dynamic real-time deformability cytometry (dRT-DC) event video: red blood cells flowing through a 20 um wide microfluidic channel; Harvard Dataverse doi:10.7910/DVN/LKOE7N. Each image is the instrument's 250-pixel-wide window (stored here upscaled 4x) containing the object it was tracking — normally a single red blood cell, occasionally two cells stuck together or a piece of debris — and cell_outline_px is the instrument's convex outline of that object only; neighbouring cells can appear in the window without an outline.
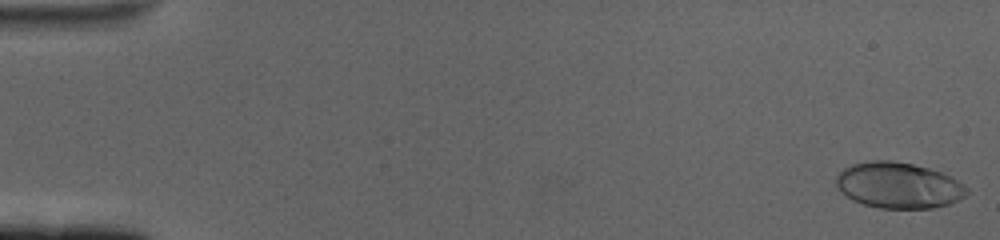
{"species": "human", "species_latin": "Homo sapiens", "temperature_condition": "cold", "stored_images_in_passage": 60, "camera_frame_rate_fps": 3000, "um_per_image_px": 0.085, "donor": {"sex": "female"}, "frame": {"image": 1, "passage_image": 1, "time_ms": 0.0, "image_size_px": [1000, 240], "cell_outline_px": [[968, 192], [960, 200], [948, 204], [932, 208], [880, 208], [864, 204], [852, 200], [840, 192], [836, 184], [836, 176], [844, 168], [852, 164], [872, 160], [892, 160], [912, 164], [928, 168], [940, 172], [964, 184], [968, 188]], "centroid_in_image_um": [76.36, 15.75], "position_along_channel_um": 8.6, "area_um2": 34.91}}
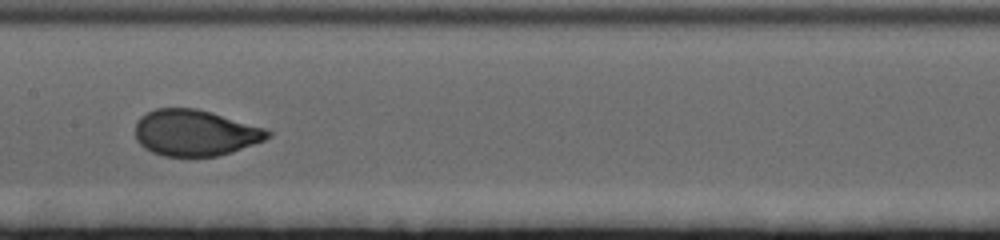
{"frame": {"image": 2, "passage_image": 31, "time_ms": 10.0, "image_size_px": [1000, 240], "cell_outline_px": [[272, 136], [264, 140], [232, 152], [216, 156], [164, 156], [152, 152], [144, 148], [136, 140], [136, 124], [140, 116], [156, 108], [196, 108], [212, 112], [264, 128], [272, 132]], "centroid_in_image_um": [16.58, 11.29], "position_along_channel_um": 190.8, "area_um2": 35.55}}
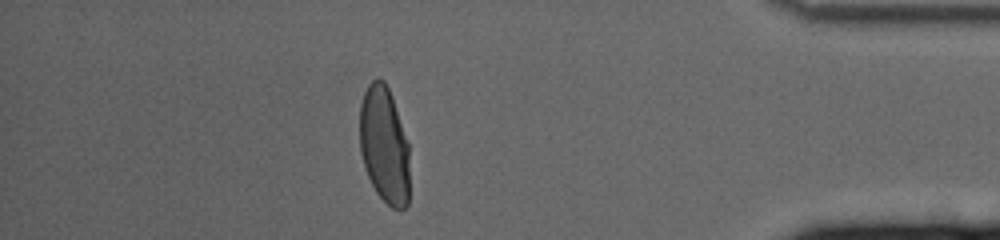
{"frame": {"image": 3, "passage_image": 53, "time_ms": 17.333, "image_size_px": [1000, 240], "cell_outline_px": [[408, 204], [404, 208], [392, 208], [376, 192], [368, 176], [360, 152], [360, 104], [364, 92], [368, 84], [376, 76], [384, 80], [392, 96], [408, 144]], "centroid_in_image_um": [32.64, 12.29], "position_along_channel_um": 402.6, "area_um2": 33.76}, "authors_computed_cell_mechanics": {"area_um2": 35.2291, "velocity_mm_per_s": 3.3797, "shape_relaxation_time_tau1_ms": 3.7316, "shape_relaxation_time_tau2_ms": null, "deformation_change_tau1": 0.1859, "deformation_change_tau2": null}}